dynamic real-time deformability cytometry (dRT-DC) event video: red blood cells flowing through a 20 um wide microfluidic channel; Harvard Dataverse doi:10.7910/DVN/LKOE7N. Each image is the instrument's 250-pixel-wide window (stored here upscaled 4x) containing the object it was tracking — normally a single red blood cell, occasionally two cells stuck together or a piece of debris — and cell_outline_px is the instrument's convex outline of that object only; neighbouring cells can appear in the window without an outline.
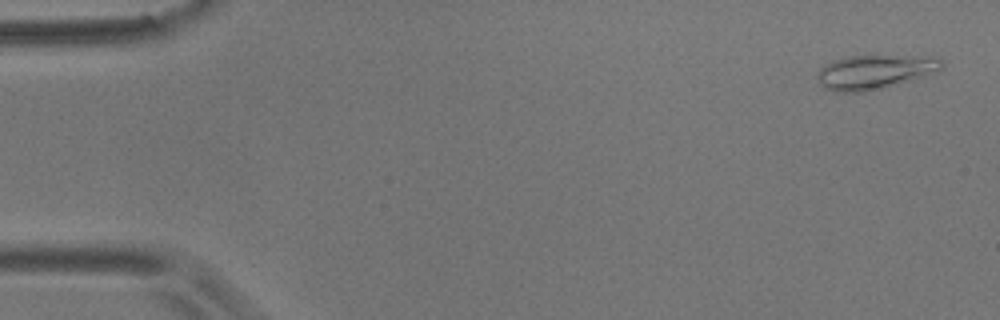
{"species": "common noctule bat (a hibernating species)", "species_latin": "Nyctalus noctula", "temperature_condition": "room temperature", "stored_images_in_passage": 56, "camera_frame_rate_fps": 3000, "um_per_image_px": 0.085, "animal": {"sex": "male", "body_mass_g": 17.9}, "frame": {"image": 1, "passage_image": 2, "time_ms": 0.333, "image_size_px": [1000, 320], "cell_outline_px": [[944, 64], [940, 68], [924, 76], [884, 88], [864, 92], [836, 92], [824, 88], [816, 80], [816, 76], [820, 68], [832, 60], [848, 56], [940, 56], [944, 60]], "centroid_in_image_um": [74.33, 6.11], "position_along_channel_um": 10.7, "area_um2": 24.97}}
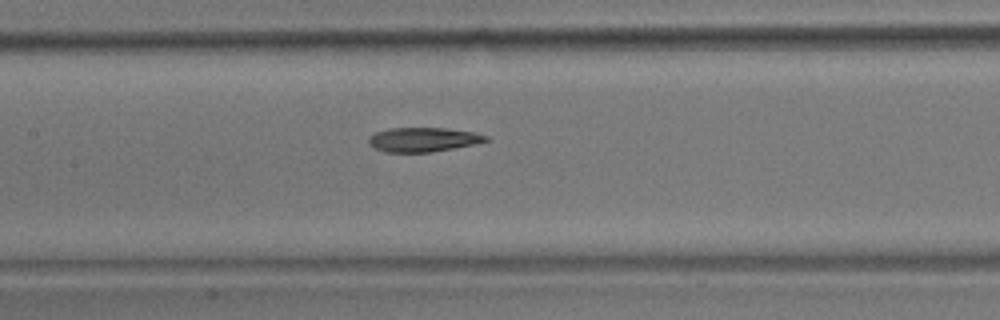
{"frame": {"image": 2, "passage_image": 26, "time_ms": 8.333, "image_size_px": [1000, 320], "cell_outline_px": [[488, 140], [472, 144], [432, 152], [388, 152], [376, 148], [368, 144], [368, 136], [376, 132], [388, 128], [444, 128], [472, 132], [488, 136]], "centroid_in_image_um": [35.91, 11.86], "position_along_channel_um": 171.5, "area_um2": 16.36}}
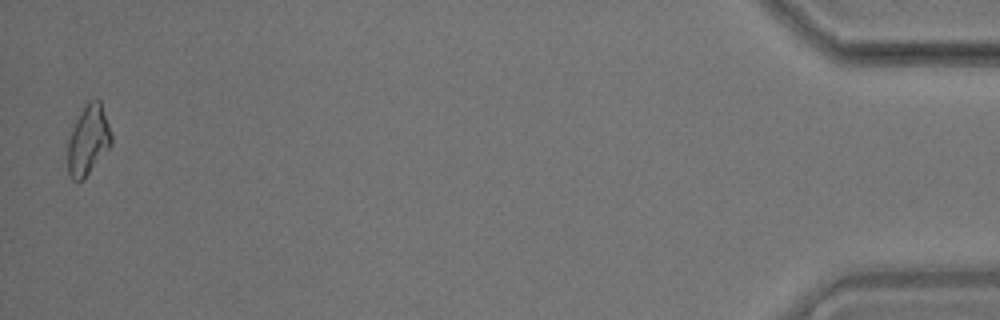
{"frame": {"image": 3, "passage_image": 55, "time_ms": 18.0, "image_size_px": [1000, 320], "cell_outline_px": [[112, 144], [88, 172], [80, 180], [72, 180], [68, 176], [68, 140], [76, 120], [88, 100], [100, 100], [112, 132]], "centroid_in_image_um": [7.5, 11.88], "position_along_channel_um": 427.7, "area_um2": 17.34}, "authors_computed_cell_mechanics": {"area_um2": 17.7446, "velocity_mm_per_s": 3.5861, "shape_relaxation_time_tau1_ms": null, "shape_relaxation_time_tau2_ms": 7.7809, "deformation_change_tau1": null, "deformation_change_tau2": 0.1796}}